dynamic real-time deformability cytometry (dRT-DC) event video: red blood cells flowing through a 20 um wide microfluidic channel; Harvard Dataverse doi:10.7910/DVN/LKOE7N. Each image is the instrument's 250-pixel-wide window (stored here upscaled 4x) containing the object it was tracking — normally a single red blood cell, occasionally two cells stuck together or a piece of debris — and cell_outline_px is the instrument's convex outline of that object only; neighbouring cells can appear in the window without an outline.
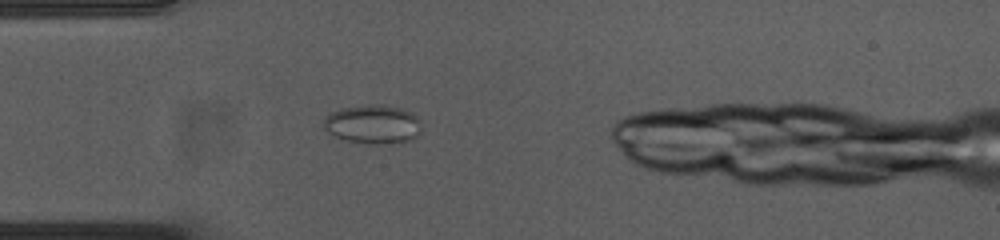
{"species": "common noctule bat (a hibernating species)", "species_latin": "Nyctalus noctula", "temperature_condition": "cold", "stored_images_in_passage": 47, "camera_frame_rate_fps": 3000, "um_per_image_px": 0.085, "animal": {"sex": "female", "body_mass_g": 23.0, "forearm_length_mm": 53.4}, "frame": {"image": 1, "passage_image": 7, "time_ms": 2.0, "image_size_px": [1000, 240], "cell_outline_px": [[420, 132], [416, 136], [408, 140], [348, 140], [336, 136], [328, 132], [324, 128], [324, 116], [340, 108], [376, 104], [380, 104], [400, 108], [412, 112], [420, 120]], "centroid_in_image_um": [31.68, 10.47], "position_along_channel_um": 53.3, "area_um2": 20.92}}
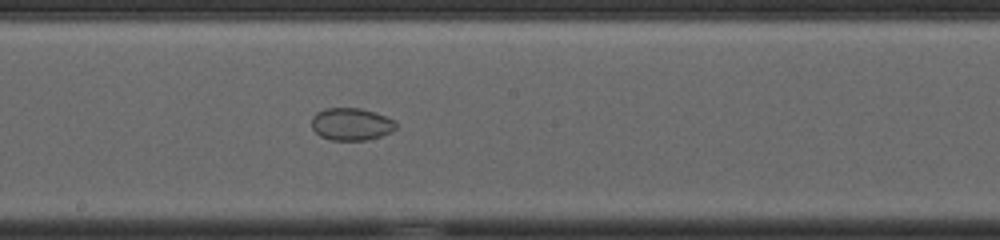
{"frame": {"image": 2, "passage_image": 21, "time_ms": 6.667, "image_size_px": [1000, 240], "cell_outline_px": [[396, 128], [392, 132], [368, 140], [332, 140], [320, 136], [312, 128], [312, 116], [316, 112], [324, 108], [360, 108], [376, 112], [396, 120]], "centroid_in_image_um": [29.87, 10.54], "position_along_channel_um": 218.3, "area_um2": 16.13}}
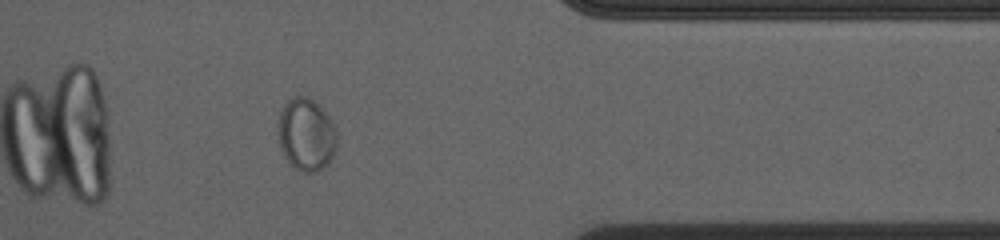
{"frame": {"image": 3, "passage_image": 36, "time_ms": 11.667, "image_size_px": [1000, 240], "cell_outline_px": [[336, 148], [328, 164], [316, 172], [304, 172], [296, 168], [284, 156], [280, 148], [280, 112], [284, 104], [292, 96], [308, 96], [332, 120], [336, 128]], "centroid_in_image_um": [26.06, 11.44], "position_along_channel_um": 385.3, "area_um2": 24.45}}